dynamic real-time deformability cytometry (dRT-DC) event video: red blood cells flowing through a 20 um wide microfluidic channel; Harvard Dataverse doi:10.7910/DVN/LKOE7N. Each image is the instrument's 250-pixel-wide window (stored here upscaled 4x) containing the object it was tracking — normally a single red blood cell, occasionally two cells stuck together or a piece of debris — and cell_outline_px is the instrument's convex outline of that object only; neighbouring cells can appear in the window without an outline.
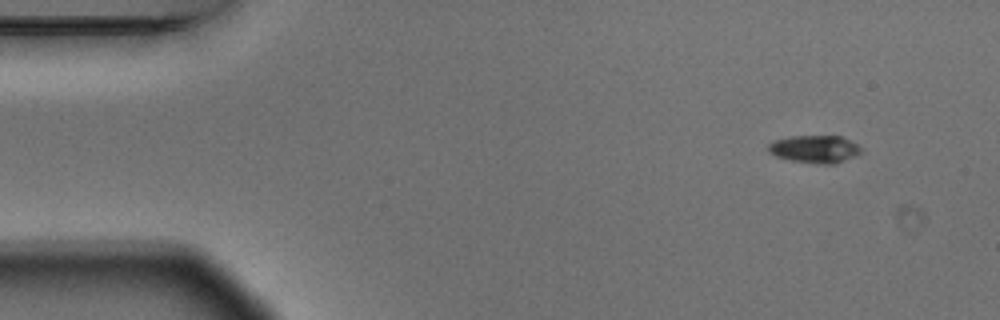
{"species": "Egyptian fruit bat (a non-hibernating species)", "species_latin": "Rousettus aegyptiacus", "temperature_condition": "warm", "stored_images_in_passage": 8, "camera_frame_rate_fps": 3000, "um_per_image_px": 0.085, "animal": {"sex": "male"}, "frame": {"image": 1, "passage_image": 1, "time_ms": 0.0, "image_size_px": [1000, 320], "cell_outline_px": [[864, 148], [856, 156], [836, 164], [820, 164], [792, 160], [776, 156], [768, 152], [768, 144], [776, 140], [792, 136], [840, 136]], "centroid_in_image_um": [69.28, 12.68], "position_along_channel_um": 15.7, "area_um2": 14.85}}
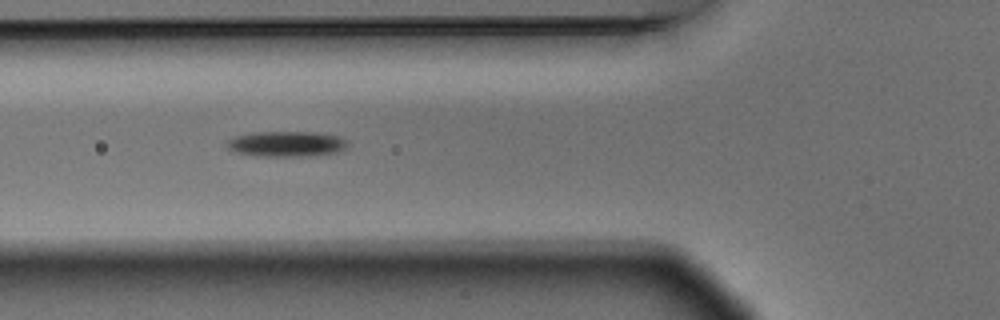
{"frame": {"image": 2, "passage_image": 5, "time_ms": 1.333, "image_size_px": [1000, 320], "cell_outline_px": [[348, 144], [344, 148], [336, 152], [308, 156], [252, 156], [228, 148], [224, 144], [228, 140], [236, 136], [252, 132], [316, 132], [340, 136], [348, 140]], "centroid_in_image_um": [24.36, 12.22], "position_along_channel_um": 101.4, "area_um2": 17.92}}
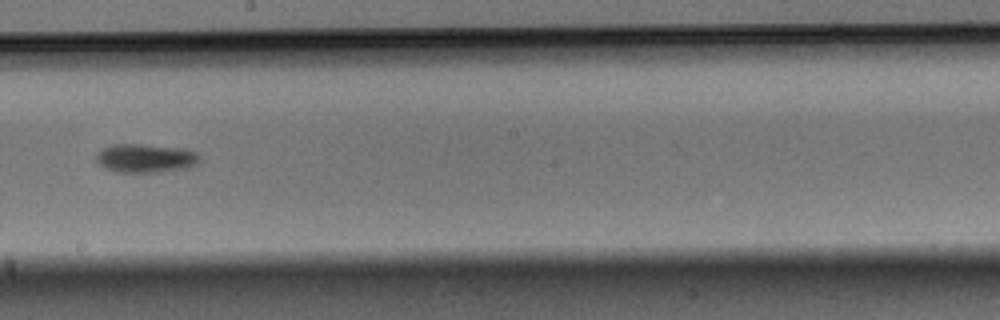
{"frame": {"image": 3, "passage_image": 8, "time_ms": 2.333, "image_size_px": [1000, 320], "cell_outline_px": [[200, 160], [196, 164], [188, 168], [160, 172], [116, 172], [100, 164], [96, 160], [96, 156], [104, 148], [112, 144], [140, 144], [188, 148], [196, 152], [200, 156]], "centroid_in_image_um": [12.45, 13.44], "position_along_channel_um": 235.8, "area_um2": 17.34}}